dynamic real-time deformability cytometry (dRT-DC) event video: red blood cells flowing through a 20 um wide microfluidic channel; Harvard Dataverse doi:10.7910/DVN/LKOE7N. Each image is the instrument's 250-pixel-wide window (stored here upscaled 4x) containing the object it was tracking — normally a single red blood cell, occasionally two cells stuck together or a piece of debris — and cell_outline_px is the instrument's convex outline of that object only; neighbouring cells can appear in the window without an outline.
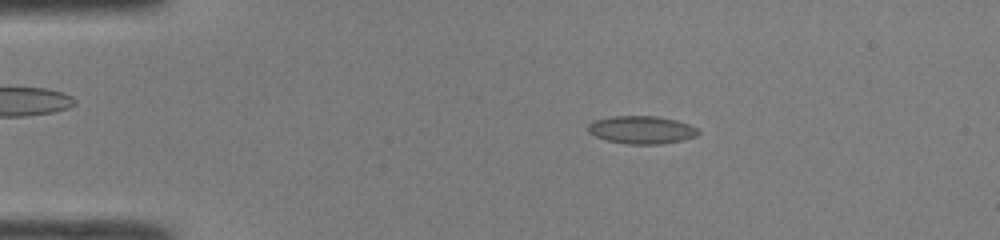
{"species": "common noctule bat (a hibernating species)", "species_latin": "Nyctalus noctula", "temperature_condition": "room temperature", "stored_images_in_passage": 48, "camera_frame_rate_fps": 3000, "um_per_image_px": 0.085, "animal": {"sex": "male", "body_mass_g": 19.0, "forearm_length_mm": 50.8}, "frame": {"image": 1, "passage_image": 9, "time_ms": 2.667, "image_size_px": [1000, 240], "cell_outline_px": [[700, 132], [696, 136], [684, 140], [660, 144], [628, 144], [608, 140], [596, 136], [588, 132], [588, 124], [592, 120], [612, 116], [656, 116], [676, 120], [688, 124], [696, 128]], "centroid_in_image_um": [54.53, 11.03], "position_along_channel_um": 30.5, "area_um2": 17.86}}
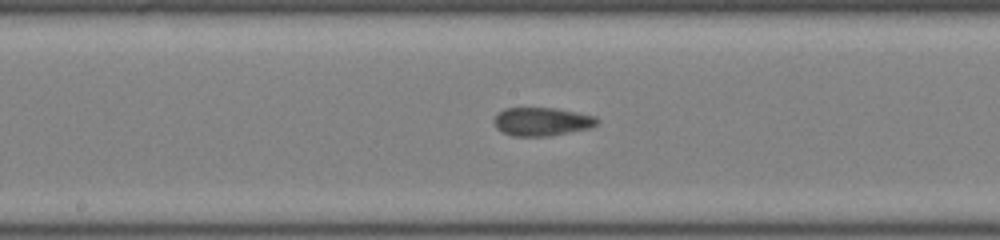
{"frame": {"image": 2, "passage_image": 25, "time_ms": 8.0, "image_size_px": [1000, 240], "cell_outline_px": [[600, 120], [596, 124], [588, 128], [548, 136], [512, 136], [496, 128], [492, 120], [504, 108], [556, 108], [596, 116]], "centroid_in_image_um": [46.04, 10.33], "position_along_channel_um": 202.2, "area_um2": 16.94}}
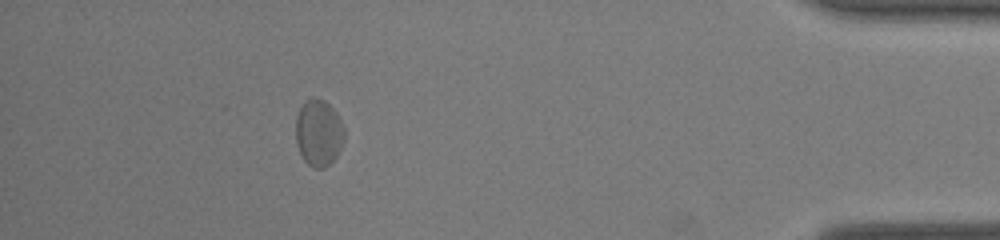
{"frame": {"image": 3, "passage_image": 43, "time_ms": 14.0, "image_size_px": [1000, 240], "cell_outline_px": [[344, 136], [340, 148], [336, 156], [324, 168], [312, 168], [304, 160], [296, 144], [296, 116], [304, 100], [312, 96], [316, 96], [324, 100], [336, 112], [344, 128]], "centroid_in_image_um": [27.06, 11.25], "position_along_channel_um": 408.1, "area_um2": 18.9}, "authors_computed_cell_mechanics": {"area_um2": 17.629, "velocity_mm_per_s": 4.2719, "shape_relaxation_time_tau1_ms": null, "shape_relaxation_time_tau2_ms": 2.5016, "deformation_change_tau1": null, "deformation_change_tau2": 0.0869}}